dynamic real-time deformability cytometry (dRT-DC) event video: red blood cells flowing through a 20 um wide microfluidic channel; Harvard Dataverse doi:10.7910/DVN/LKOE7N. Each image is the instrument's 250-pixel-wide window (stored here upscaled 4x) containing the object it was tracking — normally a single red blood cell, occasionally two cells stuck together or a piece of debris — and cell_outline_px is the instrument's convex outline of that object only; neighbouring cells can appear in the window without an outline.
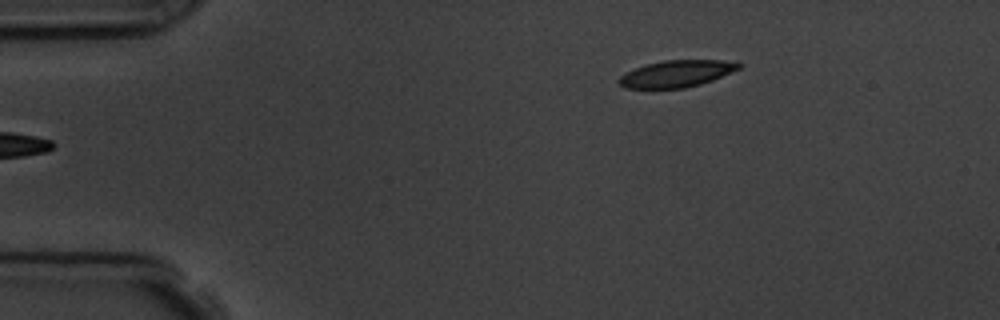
{"species": "common noctule bat (a hibernating species)", "species_latin": "Nyctalus noctula", "temperature_condition": "room temperature", "stored_images_in_passage": 3, "camera_frame_rate_fps": 3000, "um_per_image_px": 0.085, "animal": {"sex": "male", "body_mass_g": 19.5, "forearm_length_mm": 54.6}, "frame": {"image": 1, "passage_image": 3, "time_ms": 2.333, "image_size_px": [1000, 320], "cell_outline_px": [[740, 68], [712, 80], [700, 84], [684, 88], [624, 88], [616, 80], [620, 76], [636, 68], [648, 64], [664, 60], [720, 60], [740, 64]], "centroid_in_image_um": [57.46, 6.27], "position_along_channel_um": 27.5, "area_um2": 18.32}}